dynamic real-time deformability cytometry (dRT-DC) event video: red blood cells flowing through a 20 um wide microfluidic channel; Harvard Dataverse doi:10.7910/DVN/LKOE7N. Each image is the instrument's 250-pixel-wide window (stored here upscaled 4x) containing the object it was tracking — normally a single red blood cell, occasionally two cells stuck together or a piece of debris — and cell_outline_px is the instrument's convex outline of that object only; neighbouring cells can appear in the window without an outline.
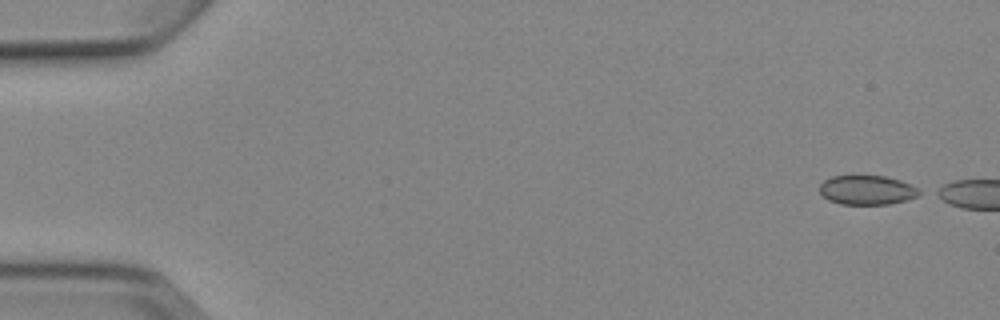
{"species": "Egyptian fruit bat (a non-hibernating species)", "species_latin": "Rousettus aegyptiacus", "temperature_condition": "cold", "stored_images_in_passage": 2, "camera_frame_rate_fps": 3000, "um_per_image_px": 0.085, "animal": {"sex": "female"}, "frame": {"image": 1, "passage_image": 1, "time_ms": 0.0, "image_size_px": [1000, 320], "cell_outline_px": [[924, 192], [920, 196], [908, 200], [888, 204], [840, 204], [828, 200], [820, 192], [820, 184], [824, 180], [832, 176], [884, 176], [900, 180]], "centroid_in_image_um": [73.72, 16.16], "position_along_channel_um": 11.3, "area_um2": 17.05}}